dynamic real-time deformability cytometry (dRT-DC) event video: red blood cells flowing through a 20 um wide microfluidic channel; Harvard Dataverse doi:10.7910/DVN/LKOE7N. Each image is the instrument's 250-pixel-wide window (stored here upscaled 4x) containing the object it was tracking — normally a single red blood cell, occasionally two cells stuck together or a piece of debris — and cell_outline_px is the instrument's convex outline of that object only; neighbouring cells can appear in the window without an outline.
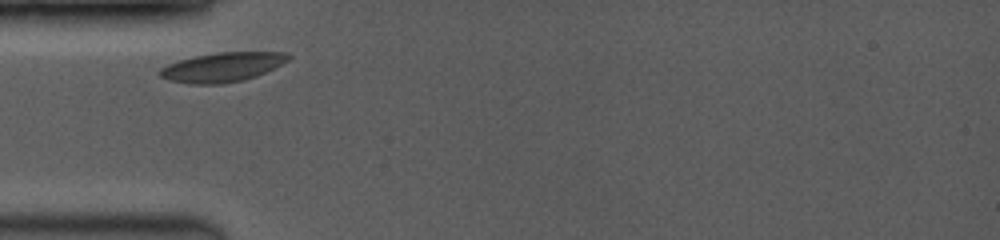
{"species": "common noctule bat (a hibernating species)", "species_latin": "Nyctalus noctula", "temperature_condition": "room temperature", "stored_images_in_passage": 2, "camera_frame_rate_fps": 3500, "um_per_image_px": 0.085, "animal": {"sex": "female", "body_mass_g": 19.0, "forearm_length_mm": 53.3}, "frame": {"image": 1, "passage_image": 1, "time_ms": 0.0, "image_size_px": [1000, 240], "cell_outline_px": [[292, 56], [288, 60], [256, 76], [244, 80], [220, 84], [188, 84], [168, 80], [160, 76], [156, 72], [160, 68], [168, 64], [192, 56], [216, 52], [288, 52]], "centroid_in_image_um": [18.85, 5.7], "position_along_channel_um": 66.2, "area_um2": 22.08}}
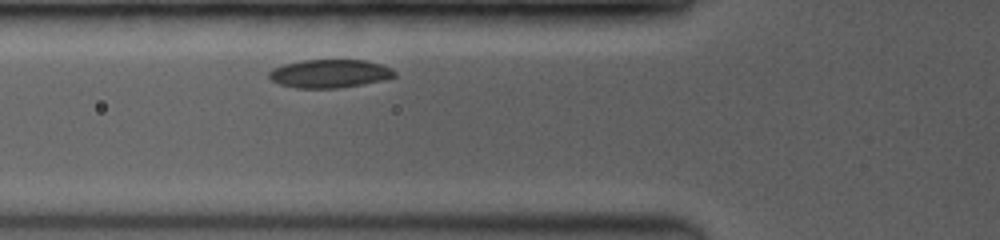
{"frame": {"image": 2, "passage_image": 2, "time_ms": 0.857, "image_size_px": [1000, 240], "cell_outline_px": [[396, 76], [380, 80], [360, 84], [336, 88], [296, 88], [280, 84], [272, 80], [268, 76], [268, 72], [272, 68], [284, 64], [304, 60], [364, 60], [380, 64], [392, 68], [396, 72]], "centroid_in_image_um": [27.99, 6.25], "position_along_channel_um": 97.8, "area_um2": 20.52}}